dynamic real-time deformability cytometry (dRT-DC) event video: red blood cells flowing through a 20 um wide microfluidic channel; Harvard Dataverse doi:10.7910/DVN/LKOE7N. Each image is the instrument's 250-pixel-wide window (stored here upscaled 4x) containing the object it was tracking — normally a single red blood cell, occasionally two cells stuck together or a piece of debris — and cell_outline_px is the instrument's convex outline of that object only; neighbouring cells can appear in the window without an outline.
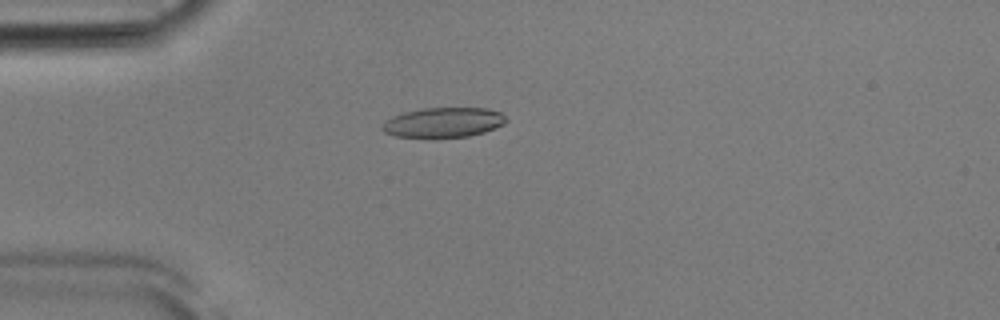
{"species": "Egyptian fruit bat (a non-hibernating species)", "species_latin": "Rousettus aegyptiacus", "temperature_condition": "room temperature", "stored_images_in_passage": 52, "camera_frame_rate_fps": 3000, "um_per_image_px": 0.085, "animal": {"sex": "male"}, "frame": {"image": 1, "passage_image": 14, "time_ms": 4.333, "image_size_px": [1000, 320], "cell_outline_px": [[508, 120], [504, 124], [484, 132], [468, 136], [396, 136], [384, 132], [380, 128], [392, 116], [404, 112], [424, 108], [488, 108], [500, 112]], "centroid_in_image_um": [37.72, 10.38], "position_along_channel_um": 47.3, "area_um2": 21.1}}
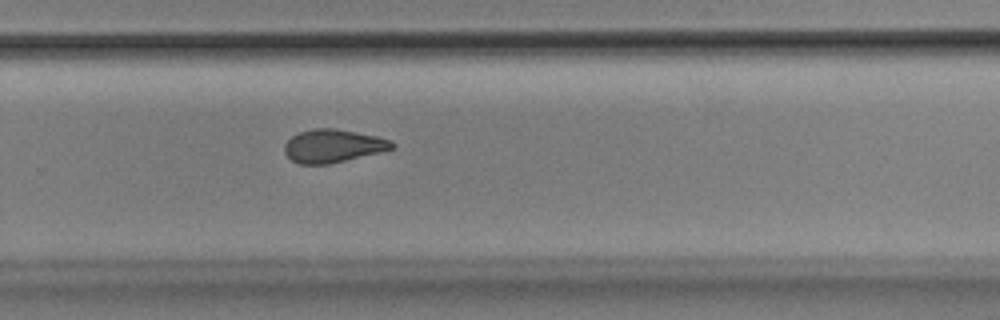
{"frame": {"image": 2, "passage_image": 35, "time_ms": 11.333, "image_size_px": [1000, 320], "cell_outline_px": [[396, 144], [392, 148], [380, 152], [328, 164], [300, 164], [292, 160], [284, 152], [284, 144], [292, 136], [300, 132], [312, 128], [336, 128], [376, 136], [392, 140]], "centroid_in_image_um": [28.29, 12.39], "position_along_channel_um": 301.5, "area_um2": 20.63}}
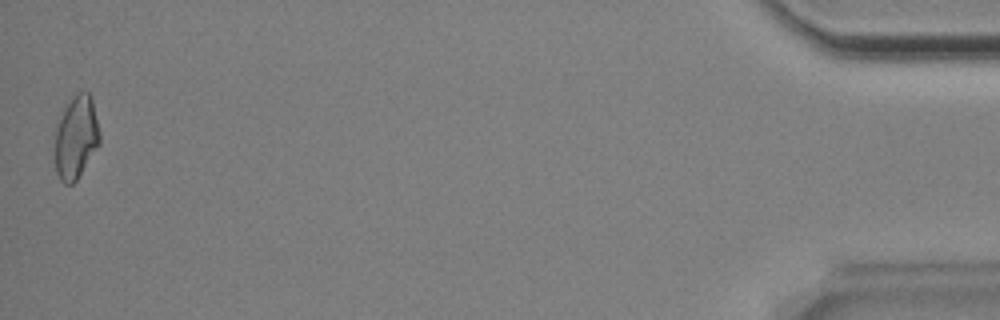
{"frame": {"image": 3, "passage_image": 52, "time_ms": 17.0, "image_size_px": [1000, 320], "cell_outline_px": [[100, 144], [76, 180], [72, 184], [64, 184], [60, 180], [56, 172], [56, 128], [64, 108], [76, 92], [88, 92], [92, 96], [100, 132]], "centroid_in_image_um": [6.49, 11.66], "position_along_channel_um": 428.7, "area_um2": 21.56}, "authors_computed_cell_mechanics": {"area_um2": 21.3282, "velocity_mm_per_s": 3.8696, "shape_relaxation_time_tau1_ms": null, "shape_relaxation_time_tau2_ms": 2.1194, "deformation_change_tau1": null, "deformation_change_tau2": 0.0877}}